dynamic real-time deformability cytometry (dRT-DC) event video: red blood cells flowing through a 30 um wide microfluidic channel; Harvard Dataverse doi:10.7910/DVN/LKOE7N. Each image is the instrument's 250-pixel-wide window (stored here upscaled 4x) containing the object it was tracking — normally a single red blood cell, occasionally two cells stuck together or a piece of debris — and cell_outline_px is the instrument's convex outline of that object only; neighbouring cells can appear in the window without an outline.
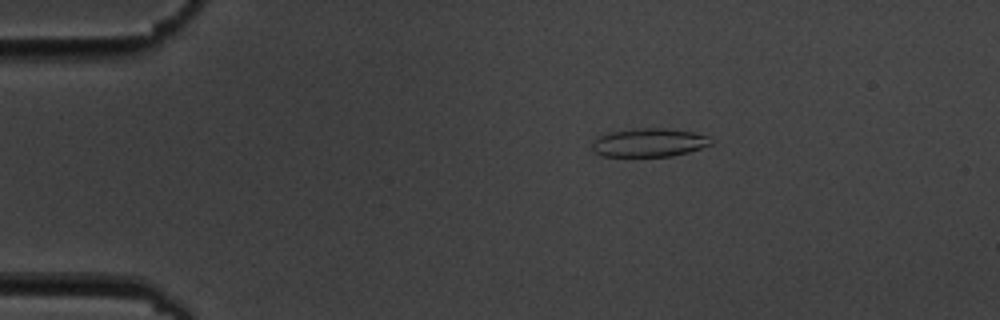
{"species": "common noctule bat (a hibernating species)", "species_latin": "Nyctalus noctula", "temperature_condition": "cold", "stored_images_in_passage": 6, "camera_frame_rate_fps": 3000, "um_per_image_px": 0.085, "animal": {"sex": "male", "body_mass_g": 19.5, "forearm_length_mm": 54.6}, "frame": {"image": 1, "passage_image": 4, "time_ms": 3.333, "image_size_px": [1000, 320], "cell_outline_px": [[712, 144], [688, 152], [672, 156], [604, 156], [592, 152], [592, 140], [596, 136], [608, 132], [640, 128], [664, 128], [692, 132], [708, 136], [712, 140]], "centroid_in_image_um": [55.11, 12.12], "position_along_channel_um": 29.9, "area_um2": 19.83}}